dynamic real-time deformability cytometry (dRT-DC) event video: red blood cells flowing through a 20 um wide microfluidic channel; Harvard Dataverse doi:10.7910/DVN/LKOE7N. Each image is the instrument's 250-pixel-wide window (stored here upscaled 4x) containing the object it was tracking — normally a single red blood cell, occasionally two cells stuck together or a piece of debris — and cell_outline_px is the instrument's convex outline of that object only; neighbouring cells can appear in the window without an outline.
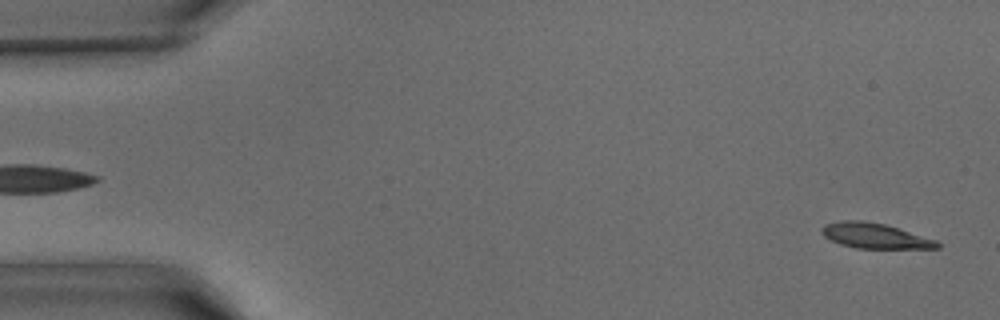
{"species": "common noctule bat (a hibernating species)", "species_latin": "Nyctalus noctula", "temperature_condition": "warm", "stored_images_in_passage": 41, "camera_frame_rate_fps": 3000, "um_per_image_px": 0.085, "animal": {"sex": "male", "body_mass_g": 15.6}, "frame": {"image": 1, "passage_image": 1, "time_ms": 0.0, "image_size_px": [1000, 320], "cell_outline_px": [[940, 248], [856, 248], [840, 244], [824, 236], [820, 232], [820, 228], [824, 224], [840, 220], [864, 220], [884, 224], [936, 240], [940, 244]], "centroid_in_image_um": [74.3, 20.03], "position_along_channel_um": 10.7, "area_um2": 16.88}}
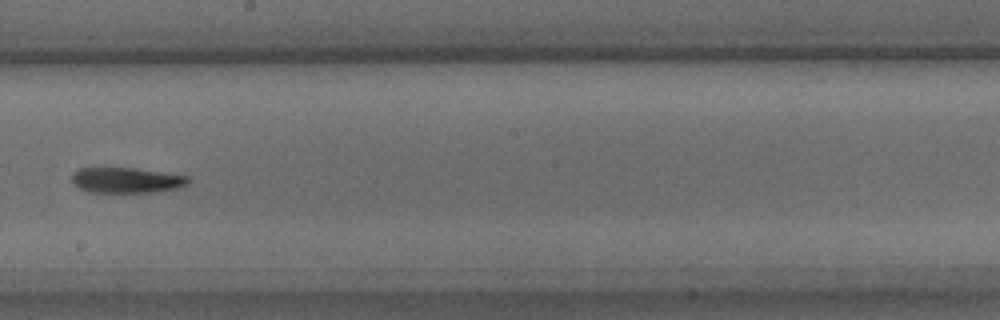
{"frame": {"image": 2, "passage_image": 23, "time_ms": 7.333, "image_size_px": [1000, 320], "cell_outline_px": [[188, 184], [176, 188], [152, 192], [88, 192], [72, 184], [72, 172], [80, 168], [132, 168], [188, 176]], "centroid_in_image_um": [10.68, 15.32], "position_along_channel_um": 237.5, "area_um2": 17.05}}
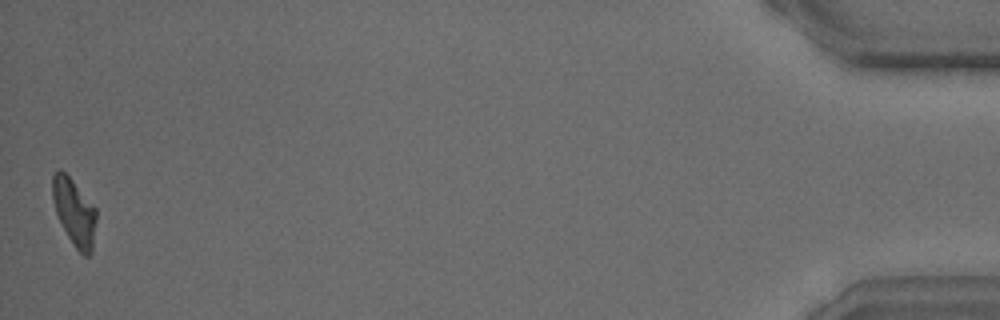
{"frame": {"image": 3, "passage_image": 41, "time_ms": 13.333, "image_size_px": [1000, 320], "cell_outline_px": [[96, 220], [92, 252], [88, 256], [84, 256], [72, 244], [56, 212], [52, 196], [52, 176], [60, 168], [72, 180], [96, 208]], "centroid_in_image_um": [6.32, 18.04], "position_along_channel_um": 428.9, "area_um2": 16.82}}